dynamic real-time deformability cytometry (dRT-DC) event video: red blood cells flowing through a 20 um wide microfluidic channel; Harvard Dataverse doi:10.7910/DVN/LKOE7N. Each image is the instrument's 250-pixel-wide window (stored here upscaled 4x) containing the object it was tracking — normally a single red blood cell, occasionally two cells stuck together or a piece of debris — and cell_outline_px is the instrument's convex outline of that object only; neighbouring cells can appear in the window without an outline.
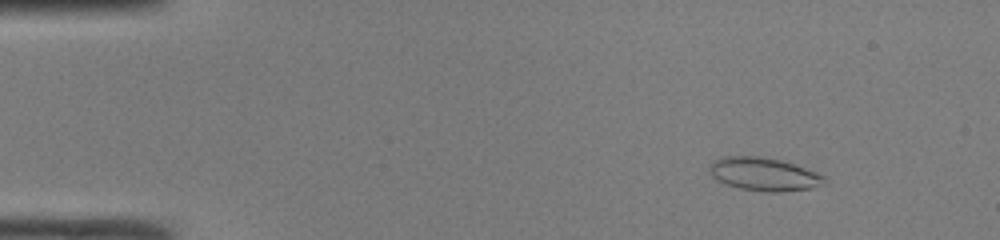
{"species": "common noctule bat (a hibernating species)", "species_latin": "Nyctalus noctula", "temperature_condition": "room temperature", "stored_images_in_passage": 47, "camera_frame_rate_fps": 3000, "um_per_image_px": 0.085, "animal": {"sex": "male", "body_mass_g": 19.0, "forearm_length_mm": 50.8}, "frame": {"image": 1, "passage_image": 5, "time_ms": 1.333, "image_size_px": [1000, 240], "cell_outline_px": [[828, 184], [812, 188], [772, 192], [764, 192], [740, 188], [728, 184], [712, 176], [708, 168], [708, 164], [712, 160], [720, 156], [764, 156], [784, 160], [816, 172], [824, 176], [828, 180]], "centroid_in_image_um": [64.95, 14.78], "position_along_channel_um": 20.0, "area_um2": 22.54}}
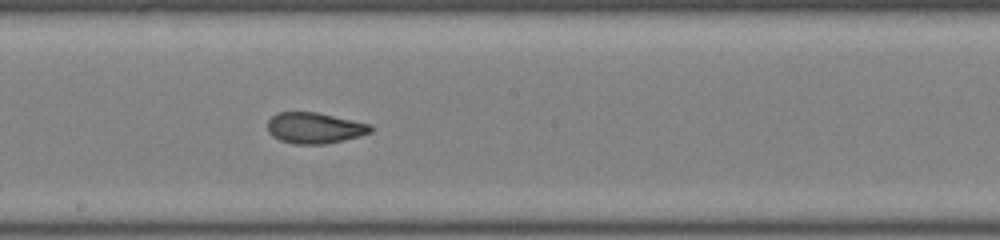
{"frame": {"image": 2, "passage_image": 26, "time_ms": 8.333, "image_size_px": [1000, 240], "cell_outline_px": [[372, 132], [360, 136], [344, 140], [324, 144], [296, 144], [280, 140], [272, 136], [268, 132], [268, 120], [276, 112], [316, 112], [372, 124]], "centroid_in_image_um": [26.75, 10.87], "position_along_channel_um": 221.5, "area_um2": 18.67}}
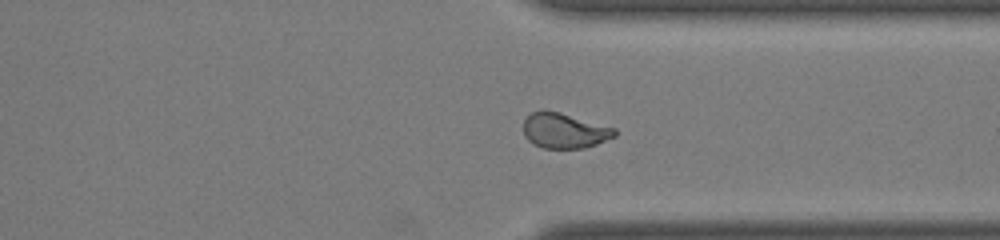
{"frame": {"image": 3, "passage_image": 36, "time_ms": 11.667, "image_size_px": [1000, 240], "cell_outline_px": [[616, 136], [596, 144], [584, 148], [544, 148], [532, 144], [524, 136], [524, 120], [532, 112], [540, 108], [544, 108], [560, 112], [616, 128]], "centroid_in_image_um": [47.95, 11.08], "position_along_channel_um": 363.5, "area_um2": 18.96}, "authors_computed_cell_mechanics": {"area_um2": 19.8254, "velocity_mm_per_s": 4.2436, "shape_relaxation_time_tau1_ms": null, "shape_relaxation_time_tau2_ms": 1.1946, "deformation_change_tau1": null, "deformation_change_tau2": 0.0687}}